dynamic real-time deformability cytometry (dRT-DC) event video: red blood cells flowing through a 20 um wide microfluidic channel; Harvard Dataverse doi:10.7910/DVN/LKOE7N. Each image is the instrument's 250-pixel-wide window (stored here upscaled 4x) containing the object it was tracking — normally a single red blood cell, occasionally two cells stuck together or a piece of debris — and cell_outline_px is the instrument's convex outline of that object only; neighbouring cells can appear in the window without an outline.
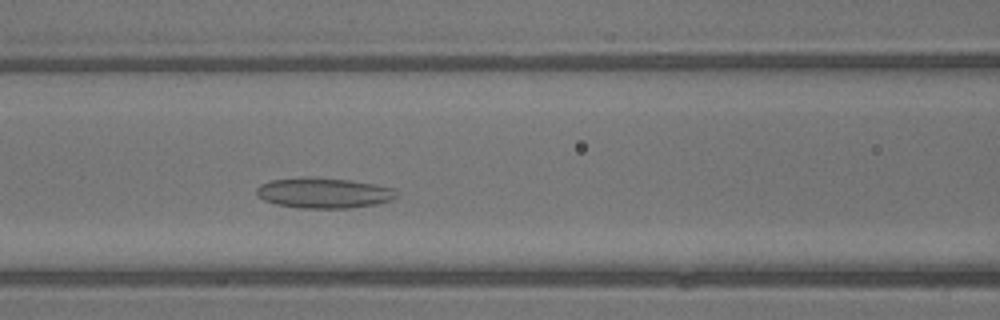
{"species": "common noctule bat (a hibernating species)", "species_latin": "Nyctalus noctula", "temperature_condition": "warm", "stored_images_in_passage": 35, "camera_frame_rate_fps": 3000, "um_per_image_px": 0.085, "animal": {"sex": "male", "body_mass_g": 13.3}, "frame": {"image": 1, "passage_image": 9, "time_ms": 2.667, "image_size_px": [1000, 320], "cell_outline_px": [[400, 196], [392, 200], [376, 204], [348, 208], [300, 208], [276, 204], [264, 200], [256, 192], [256, 188], [260, 184], [272, 180], [304, 176], [308, 176], [352, 180], [376, 184], [396, 188], [400, 192]], "centroid_in_image_um": [27.59, 16.38], "position_along_channel_um": 139.0, "area_um2": 25.26}}
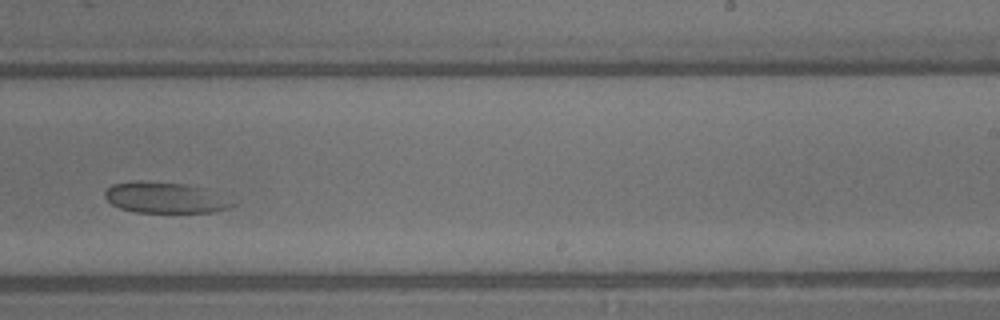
{"frame": {"image": 2, "passage_image": 18, "time_ms": 5.667, "image_size_px": [1000, 320], "cell_outline_px": [[236, 204], [228, 208], [212, 212], [132, 212], [120, 208], [112, 204], [104, 196], [104, 192], [112, 184], [140, 180], [184, 184], [208, 188]], "centroid_in_image_um": [14.01, 16.79], "position_along_channel_um": 275.0, "area_um2": 22.95}}
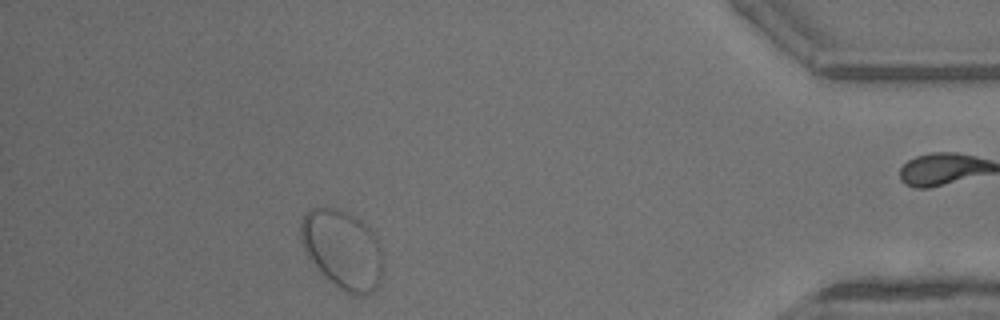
{"frame": {"image": 3, "passage_image": 30, "time_ms": 9.667, "image_size_px": [1000, 320], "cell_outline_px": [[380, 284], [372, 292], [364, 296], [352, 296], [328, 280], [316, 268], [308, 256], [300, 240], [300, 224], [308, 208], [336, 208], [360, 220], [372, 232], [380, 248]], "centroid_in_image_um": [29.07, 21.23], "position_along_channel_um": 406.1, "area_um2": 37.34}}